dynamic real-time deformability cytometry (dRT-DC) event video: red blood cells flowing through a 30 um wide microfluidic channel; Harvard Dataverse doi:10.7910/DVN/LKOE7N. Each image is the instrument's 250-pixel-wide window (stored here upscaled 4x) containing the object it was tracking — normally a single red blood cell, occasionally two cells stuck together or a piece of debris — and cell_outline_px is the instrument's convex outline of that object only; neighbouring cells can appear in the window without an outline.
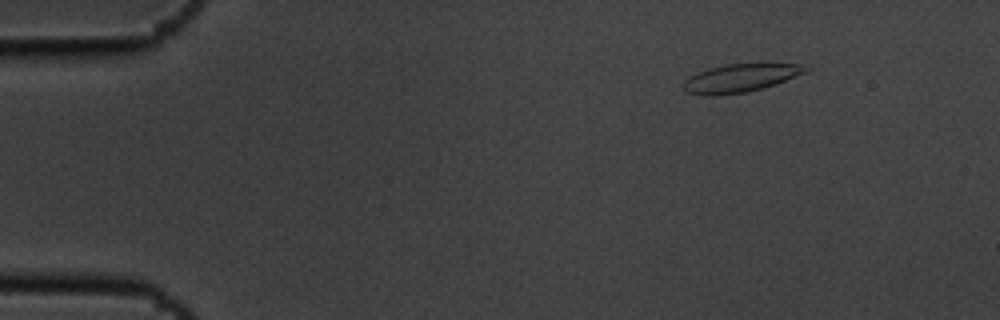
{"species": "common noctule bat (a hibernating species)", "species_latin": "Nyctalus noctula", "temperature_condition": "cold", "stored_images_in_passage": 6, "camera_frame_rate_fps": 3000, "um_per_image_px": 0.085, "animal": {"sex": "male", "body_mass_g": 19.5, "forearm_length_mm": 54.6}, "frame": {"image": 1, "passage_image": 1, "time_ms": 0.0, "image_size_px": [1000, 320], "cell_outline_px": [[812, 68], [808, 72], [748, 92], [712, 96], [704, 96], [688, 92], [684, 88], [684, 80], [688, 76], [696, 72], [708, 68], [728, 64], [760, 60], [764, 60], [800, 64]], "centroid_in_image_um": [62.99, 6.56], "position_along_channel_um": 22.0, "area_um2": 20.98}}
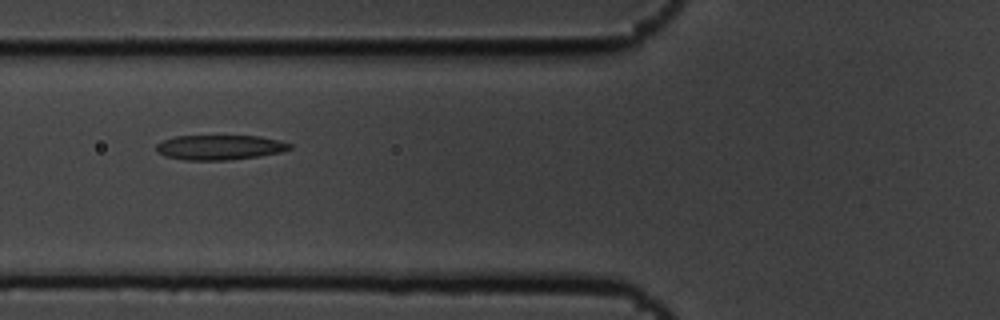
{"frame": {"image": 2, "passage_image": 5, "time_ms": 1.333, "image_size_px": [1000, 320], "cell_outline_px": [[292, 148], [280, 152], [260, 156], [228, 160], [184, 160], [164, 156], [156, 152], [156, 144], [164, 140], [176, 136], [260, 136], [280, 140], [292, 144]], "centroid_in_image_um": [18.67, 12.53], "position_along_channel_um": 107.1, "area_um2": 19.42}}
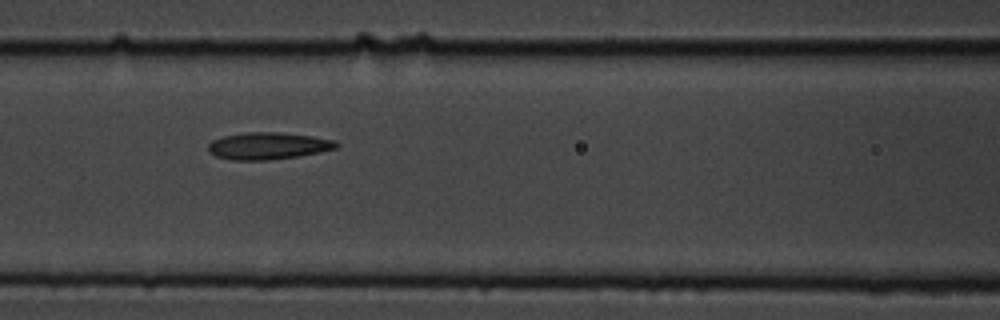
{"frame": {"image": 3, "passage_image": 6, "time_ms": 1.667, "image_size_px": [1000, 320], "cell_outline_px": [[340, 144], [336, 148], [320, 152], [300, 156], [268, 160], [232, 160], [216, 156], [208, 152], [208, 144], [212, 140], [224, 136], [248, 132], [276, 132], [312, 136], [336, 140]], "centroid_in_image_um": [22.8, 12.4], "position_along_channel_um": 143.8, "area_um2": 20.23}}